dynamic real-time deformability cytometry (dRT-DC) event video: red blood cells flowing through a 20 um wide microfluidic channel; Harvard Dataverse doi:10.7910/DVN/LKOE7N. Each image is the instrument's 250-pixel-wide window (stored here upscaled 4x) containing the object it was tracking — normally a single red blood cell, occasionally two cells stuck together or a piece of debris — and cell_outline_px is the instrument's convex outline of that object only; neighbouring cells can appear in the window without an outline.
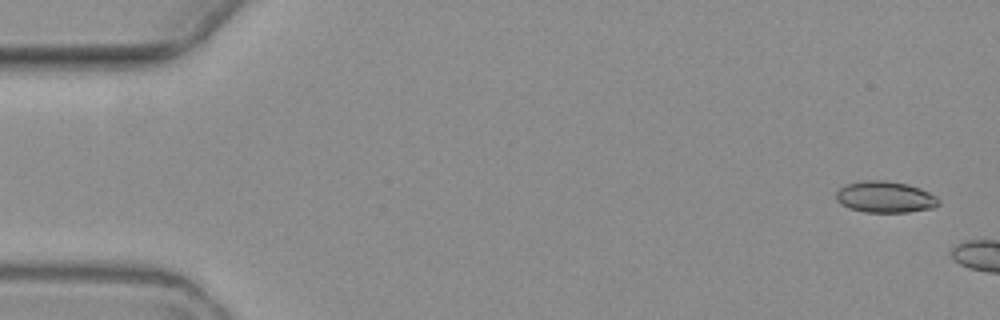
{"species": "common noctule bat (a hibernating species)", "species_latin": "Nyctalus noctula", "temperature_condition": "warm", "stored_images_in_passage": 2, "camera_frame_rate_fps": 3000, "um_per_image_px": 0.085, "animal": {"sex": "female", "body_mass_g": 19.3, "forearm_length_mm": 54.1}, "frame": {"image": 1, "passage_image": 1, "time_ms": 0.0, "image_size_px": [1000, 320], "cell_outline_px": [[940, 204], [932, 208], [908, 212], [864, 212], [848, 208], [840, 204], [836, 200], [836, 192], [844, 184], [864, 180], [888, 180], [908, 184], [920, 188], [936, 196], [940, 200]], "centroid_in_image_um": [75.22, 16.74], "position_along_channel_um": 9.8, "area_um2": 19.02}}